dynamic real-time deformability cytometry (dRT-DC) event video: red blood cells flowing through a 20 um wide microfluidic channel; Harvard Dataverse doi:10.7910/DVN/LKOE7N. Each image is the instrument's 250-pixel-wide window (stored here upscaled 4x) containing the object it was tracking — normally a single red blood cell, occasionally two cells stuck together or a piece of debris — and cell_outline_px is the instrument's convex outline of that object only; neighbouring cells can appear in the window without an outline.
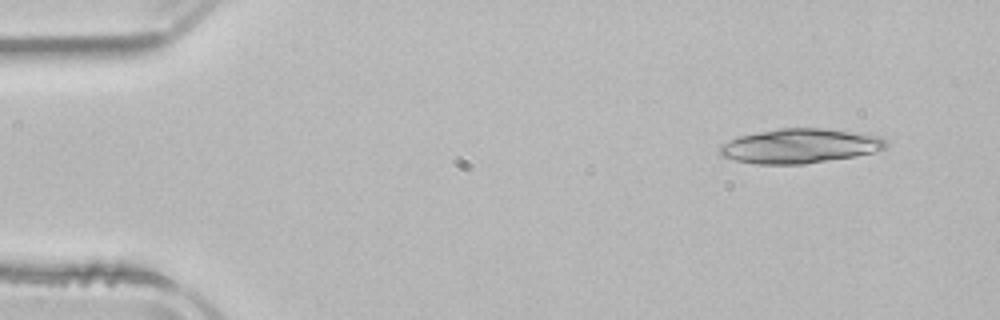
{"species": "common noctule bat (a hibernating species)", "species_latin": "Nyctalus noctula", "temperature_condition": "room temperature", "stored_images_in_passage": 3, "camera_frame_rate_fps": 3000, "um_per_image_px": 0.085, "animal": {"sex": "male", "body_mass_g": 21.5, "forearm_length_mm": 52.0}, "frame": {"image": 1, "passage_image": 1, "time_ms": 0.0, "image_size_px": [1000, 320], "cell_outline_px": [[888, 144], [884, 148], [872, 152], [856, 156], [804, 164], [756, 164], [736, 160], [720, 156], [720, 144], [740, 136], [780, 128], [820, 128], [884, 136], [888, 140]], "centroid_in_image_um": [68.01, 12.41], "position_along_channel_um": 17.0, "area_um2": 33.29}}